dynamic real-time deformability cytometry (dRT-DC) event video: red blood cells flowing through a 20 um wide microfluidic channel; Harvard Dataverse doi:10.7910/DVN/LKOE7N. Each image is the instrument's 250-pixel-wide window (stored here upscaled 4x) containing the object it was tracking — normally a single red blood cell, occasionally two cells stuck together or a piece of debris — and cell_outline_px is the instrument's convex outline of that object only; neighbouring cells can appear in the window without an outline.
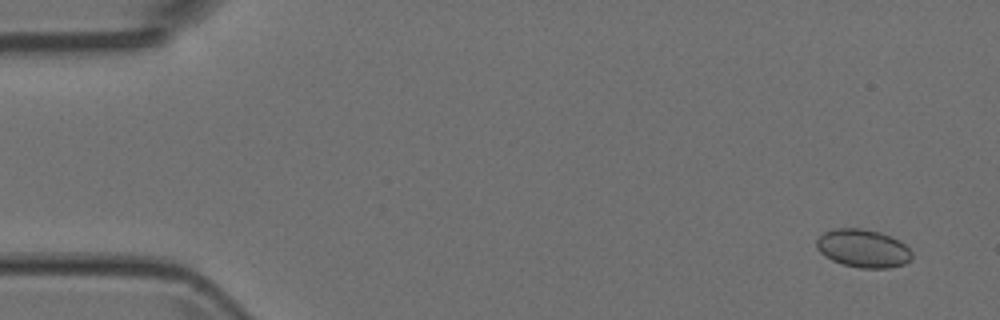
{"species": "Egyptian fruit bat (a non-hibernating species)", "species_latin": "Rousettus aegyptiacus", "temperature_condition": "room temperature", "stored_images_in_passage": 6, "camera_frame_rate_fps": 3000, "um_per_image_px": 0.085, "animal": {"sex": "female"}, "frame": {"image": 1, "passage_image": 1, "time_ms": 0.0, "image_size_px": [1000, 320], "cell_outline_px": [[912, 260], [904, 264], [888, 268], [860, 268], [844, 264], [832, 260], [824, 256], [816, 248], [816, 240], [824, 232], [836, 228], [860, 228], [880, 232], [900, 240], [912, 252]], "centroid_in_image_um": [73.37, 21.11], "position_along_channel_um": 11.6, "area_um2": 21.27}}
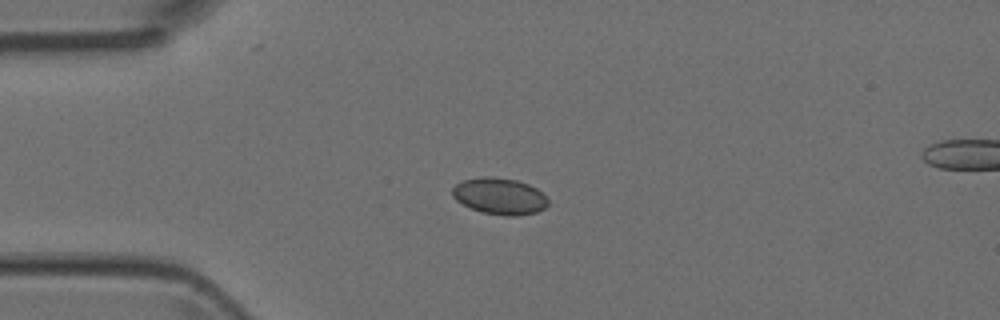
{"frame": {"image": 2, "passage_image": 4, "time_ms": 1.0, "image_size_px": [1000, 320], "cell_outline_px": [[548, 204], [544, 208], [536, 212], [516, 216], [504, 216], [480, 212], [456, 200], [452, 196], [452, 188], [456, 184], [464, 180], [480, 176], [492, 176], [516, 180], [528, 184], [536, 188], [548, 200]], "centroid_in_image_um": [42.44, 16.67], "position_along_channel_um": 42.6, "area_um2": 20.35}}
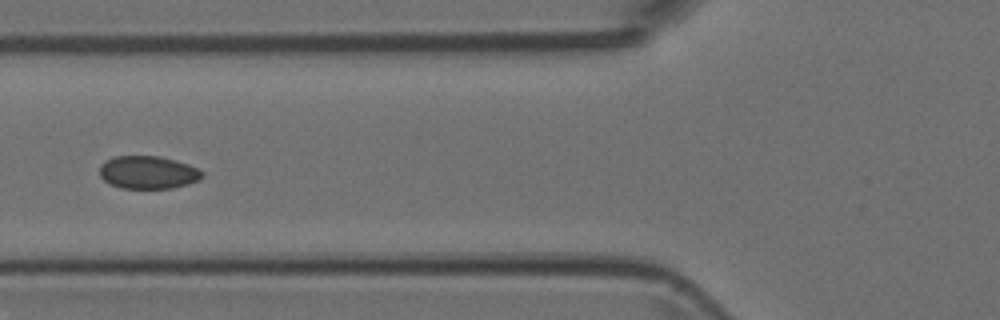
{"frame": {"image": 3, "passage_image": 6, "time_ms": 1.667, "image_size_px": [1000, 320], "cell_outline_px": [[204, 176], [200, 180], [188, 184], [172, 188], [120, 188], [104, 180], [100, 176], [100, 164], [104, 160], [116, 156], [160, 156], [176, 160], [188, 164], [204, 172]], "centroid_in_image_um": [12.59, 14.65], "position_along_channel_um": 113.2, "area_um2": 19.77}}